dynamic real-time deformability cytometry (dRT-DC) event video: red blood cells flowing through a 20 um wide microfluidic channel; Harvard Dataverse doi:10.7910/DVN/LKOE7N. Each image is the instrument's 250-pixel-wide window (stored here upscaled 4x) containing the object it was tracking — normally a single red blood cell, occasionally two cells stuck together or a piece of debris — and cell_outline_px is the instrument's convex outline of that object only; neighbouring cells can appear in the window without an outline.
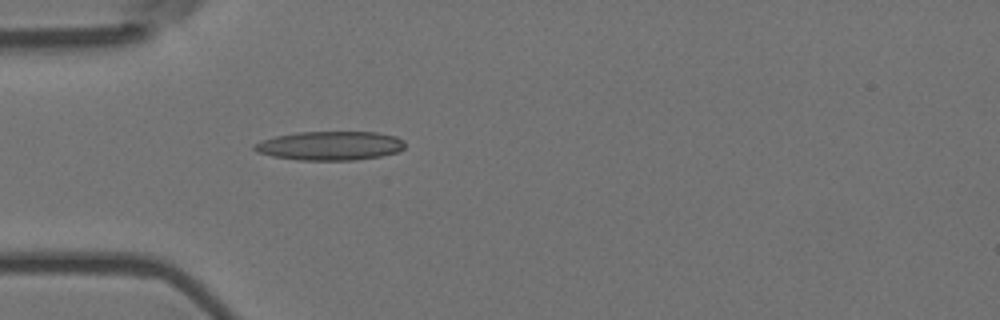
{"species": "Egyptian fruit bat (a non-hibernating species)", "species_latin": "Rousettus aegyptiacus", "temperature_condition": "room temperature", "stored_images_in_passage": 4, "camera_frame_rate_fps": 3000, "um_per_image_px": 0.085, "animal": {"sex": "female"}, "frame": {"image": 1, "passage_image": 4, "time_ms": 1.0, "image_size_px": [1000, 320], "cell_outline_px": [[404, 148], [400, 152], [380, 156], [356, 160], [300, 160], [272, 156], [256, 152], [252, 148], [252, 144], [276, 136], [296, 132], [376, 132], [396, 136], [404, 140]], "centroid_in_image_um": [28.07, 12.39], "position_along_channel_um": 56.9, "area_um2": 25.55}}